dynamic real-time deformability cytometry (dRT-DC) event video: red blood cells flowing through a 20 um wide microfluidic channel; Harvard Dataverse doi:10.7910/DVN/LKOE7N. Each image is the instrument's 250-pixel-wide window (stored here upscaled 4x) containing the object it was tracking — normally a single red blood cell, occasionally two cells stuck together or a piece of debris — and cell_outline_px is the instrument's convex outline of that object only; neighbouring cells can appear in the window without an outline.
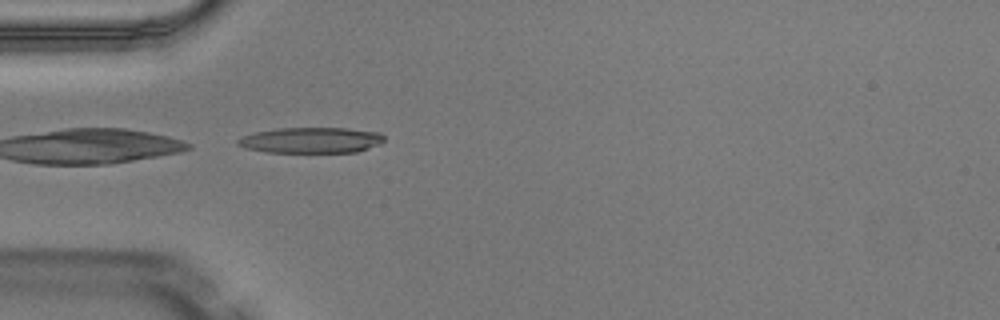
{"species": "Egyptian fruit bat (a non-hibernating species)", "species_latin": "Rousettus aegyptiacus", "temperature_condition": "warm", "stored_images_in_passage": 2, "camera_frame_rate_fps": 3000, "um_per_image_px": 0.085, "animal": {"sex": "male"}, "frame": {"image": 1, "passage_image": 2, "time_ms": 0.333, "image_size_px": [1000, 320], "cell_outline_px": [[384, 140], [380, 144], [356, 152], [268, 152], [244, 148], [236, 144], [236, 140], [244, 136], [256, 132], [276, 128], [348, 128], [380, 132], [384, 136]], "centroid_in_image_um": [26.45, 11.91], "position_along_channel_um": 58.5, "area_um2": 21.96}}